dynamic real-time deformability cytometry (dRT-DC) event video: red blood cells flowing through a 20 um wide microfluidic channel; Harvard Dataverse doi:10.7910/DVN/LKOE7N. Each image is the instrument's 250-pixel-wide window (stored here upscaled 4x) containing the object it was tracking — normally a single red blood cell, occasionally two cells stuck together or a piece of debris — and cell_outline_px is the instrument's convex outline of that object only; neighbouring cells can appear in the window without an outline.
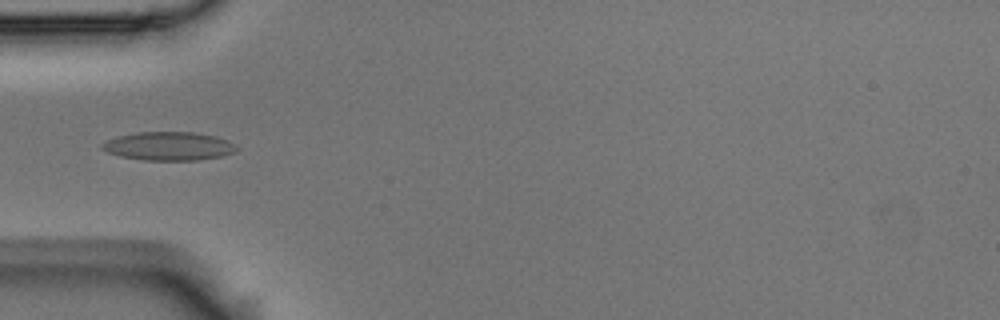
{"species": "Egyptian fruit bat (a non-hibernating species)", "species_latin": "Rousettus aegyptiacus", "temperature_condition": "room temperature", "stored_images_in_passage": 5, "camera_frame_rate_fps": 3000, "um_per_image_px": 0.085, "animal": {"sex": "male"}, "frame": {"image": 1, "passage_image": 3, "time_ms": 0.667, "image_size_px": [1000, 320], "cell_outline_px": [[240, 148], [236, 152], [220, 156], [196, 160], [144, 160], [120, 156], [108, 152], [100, 148], [100, 144], [116, 136], [136, 132], [192, 132], [216, 136], [236, 144]], "centroid_in_image_um": [14.34, 12.41], "position_along_channel_um": 70.7, "area_um2": 22.43}}
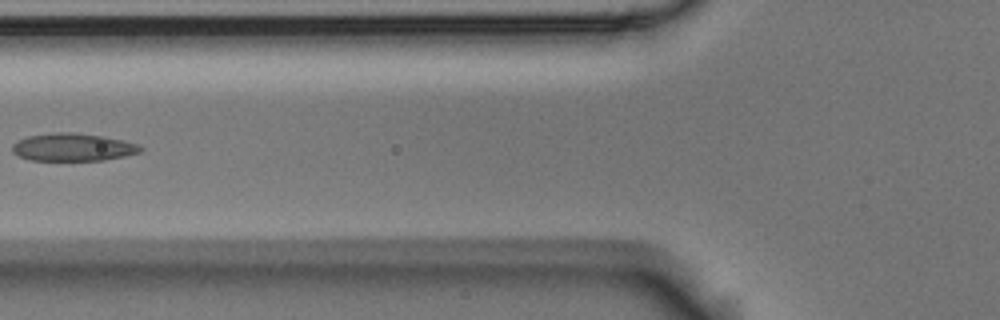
{"frame": {"image": 2, "passage_image": 4, "time_ms": 1.0, "image_size_px": [1000, 320], "cell_outline_px": [[144, 148], [140, 152], [124, 156], [104, 160], [28, 160], [12, 152], [12, 144], [28, 136], [56, 132], [72, 132], [104, 136], [124, 140], [140, 144]], "centroid_in_image_um": [6.23, 12.51], "position_along_channel_um": 119.6, "area_um2": 20.75}}
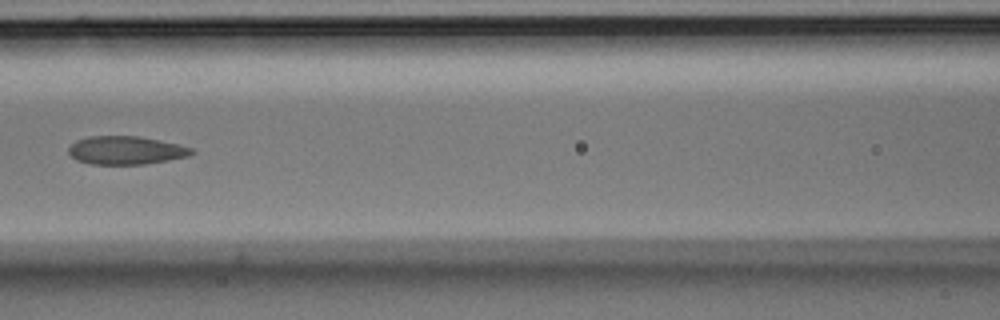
{"frame": {"image": 3, "passage_image": 5, "time_ms": 1.333, "image_size_px": [1000, 320], "cell_outline_px": [[196, 152], [188, 156], [168, 160], [144, 164], [92, 164], [76, 160], [68, 152], [68, 148], [76, 140], [88, 136], [140, 136], [180, 144], [192, 148]], "centroid_in_image_um": [10.71, 12.77], "position_along_channel_um": 155.9, "area_um2": 20.35}}